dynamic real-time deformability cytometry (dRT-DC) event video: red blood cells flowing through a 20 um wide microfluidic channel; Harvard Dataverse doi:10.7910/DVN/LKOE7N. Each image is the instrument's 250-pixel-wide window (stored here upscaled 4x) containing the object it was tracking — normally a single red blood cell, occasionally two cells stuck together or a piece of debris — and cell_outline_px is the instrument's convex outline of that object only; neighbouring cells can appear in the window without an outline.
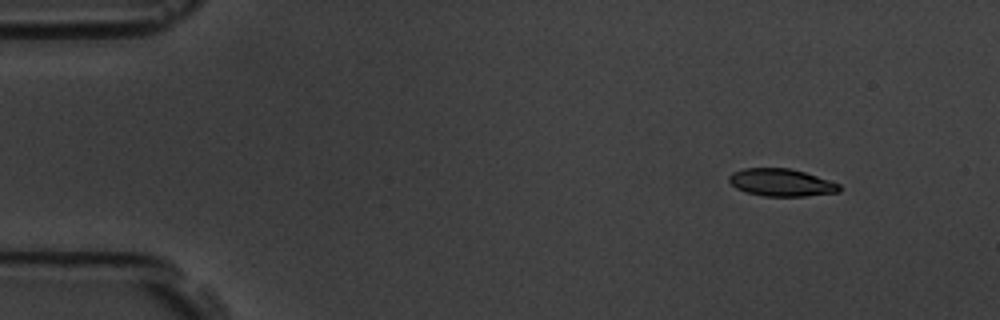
{"species": "common noctule bat (a hibernating species)", "species_latin": "Nyctalus noctula", "temperature_condition": "room temperature", "stored_images_in_passage": 52, "camera_frame_rate_fps": 3000, "um_per_image_px": 0.085, "animal": {"sex": "male", "body_mass_g": 19.5, "forearm_length_mm": 54.6}, "frame": {"image": 1, "passage_image": 1, "time_ms": 0.0, "image_size_px": [1000, 320], "cell_outline_px": [[840, 192], [804, 196], [764, 196], [748, 192], [736, 188], [728, 180], [728, 176], [732, 172], [744, 168], [788, 168], [804, 172], [840, 184]], "centroid_in_image_um": [66.39, 15.51], "position_along_channel_um": 18.6, "area_um2": 17.51}}
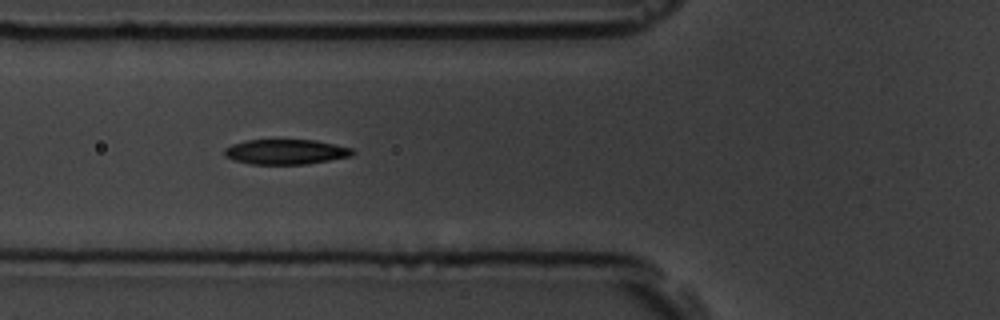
{"frame": {"image": 2, "passage_image": 16, "time_ms": 5.0, "image_size_px": [1000, 320], "cell_outline_px": [[356, 152], [352, 156], [308, 164], [252, 164], [232, 160], [224, 156], [224, 148], [232, 144], [248, 140], [316, 140], [352, 148]], "centroid_in_image_um": [24.29, 12.91], "position_along_channel_um": 101.5, "area_um2": 18.79}}
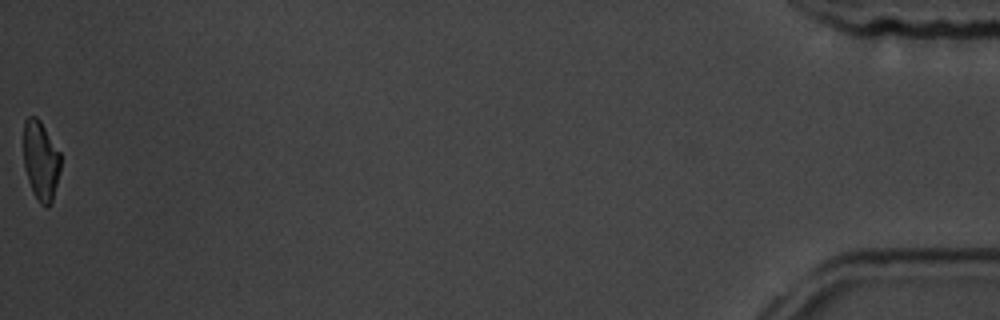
{"frame": {"image": 3, "passage_image": 52, "time_ms": 17.0, "image_size_px": [1000, 320], "cell_outline_px": [[60, 172], [52, 200], [48, 208], [40, 204], [32, 192], [24, 168], [24, 120], [28, 116], [36, 116], [40, 120], [60, 152]], "centroid_in_image_um": [3.46, 13.65], "position_along_channel_um": 431.7, "area_um2": 17.22}, "authors_computed_cell_mechanics": {"area_um2": 18.785, "velocity_mm_per_s": 3.6011, "shape_relaxation_time_tau1_ms": 2.9217, "shape_relaxation_time_tau2_ms": 3.2955, "deformation_change_tau1": 0.1428, "deformation_change_tau2": 0.0965}}